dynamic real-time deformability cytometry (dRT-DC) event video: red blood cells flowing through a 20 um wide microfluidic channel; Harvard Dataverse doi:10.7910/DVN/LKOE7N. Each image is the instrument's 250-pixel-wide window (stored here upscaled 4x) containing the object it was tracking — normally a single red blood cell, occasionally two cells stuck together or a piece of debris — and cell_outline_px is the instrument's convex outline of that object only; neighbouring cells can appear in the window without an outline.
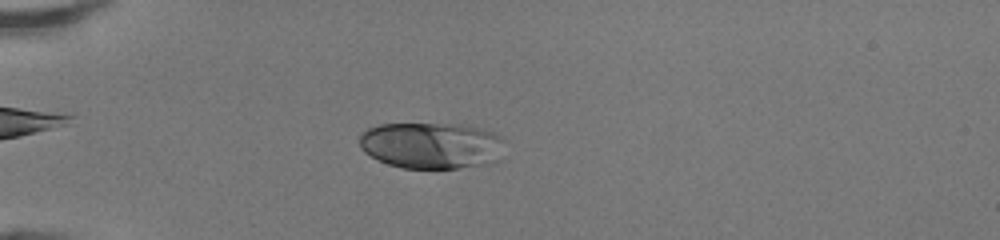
{"species": "human", "species_latin": "Homo sapiens", "temperature_condition": "room temperature", "stored_images_in_passage": 48, "camera_frame_rate_fps": 3000, "um_per_image_px": 0.085, "donor": {"sex": "female"}, "frame": {"image": 1, "passage_image": 14, "time_ms": 4.333, "image_size_px": [1000, 240], "cell_outline_px": [[504, 140], [500, 160], [492, 164], [460, 168], [400, 168], [388, 164], [364, 152], [360, 148], [360, 132], [368, 128], [380, 124], [464, 124], [496, 132], [504, 136]], "centroid_in_image_um": [36.74, 12.36], "position_along_channel_um": 48.3, "area_um2": 40.0}}
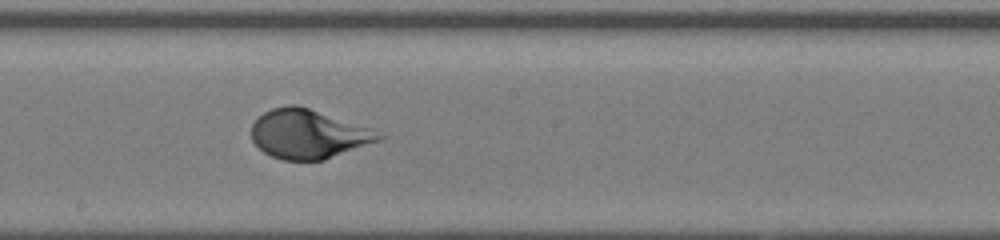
{"frame": {"image": 2, "passage_image": 28, "time_ms": 9.0, "image_size_px": [1000, 240], "cell_outline_px": [[388, 136], [380, 140], [324, 160], [284, 160], [272, 156], [264, 152], [252, 140], [252, 124], [264, 112], [272, 108], [288, 104], [296, 104], [372, 128]], "centroid_in_image_um": [26.23, 11.38], "position_along_channel_um": 222.0, "area_um2": 36.36}}
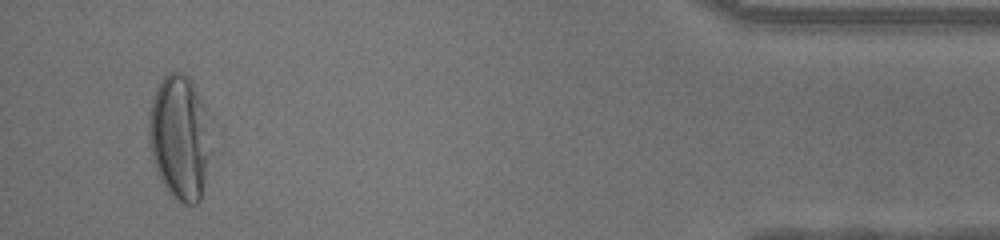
{"frame": {"image": 3, "passage_image": 46, "time_ms": 15.0, "image_size_px": [1000, 240], "cell_outline_px": [[208, 152], [204, 180], [200, 200], [196, 204], [184, 204], [176, 200], [168, 192], [160, 180], [152, 156], [148, 136], [148, 112], [156, 88], [160, 80], [168, 72], [184, 72], [192, 80], [208, 112]], "centroid_in_image_um": [15.23, 11.63], "position_along_channel_um": 420.0, "area_um2": 45.08}, "authors_computed_cell_mechanics": {"area_um2": 39.5352, "velocity_mm_per_s": 4.2843, "shape_relaxation_time_tau1_ms": 2.5307, "shape_relaxation_time_tau2_ms": null, "deformation_change_tau1": 0.1751, "deformation_change_tau2": null}}